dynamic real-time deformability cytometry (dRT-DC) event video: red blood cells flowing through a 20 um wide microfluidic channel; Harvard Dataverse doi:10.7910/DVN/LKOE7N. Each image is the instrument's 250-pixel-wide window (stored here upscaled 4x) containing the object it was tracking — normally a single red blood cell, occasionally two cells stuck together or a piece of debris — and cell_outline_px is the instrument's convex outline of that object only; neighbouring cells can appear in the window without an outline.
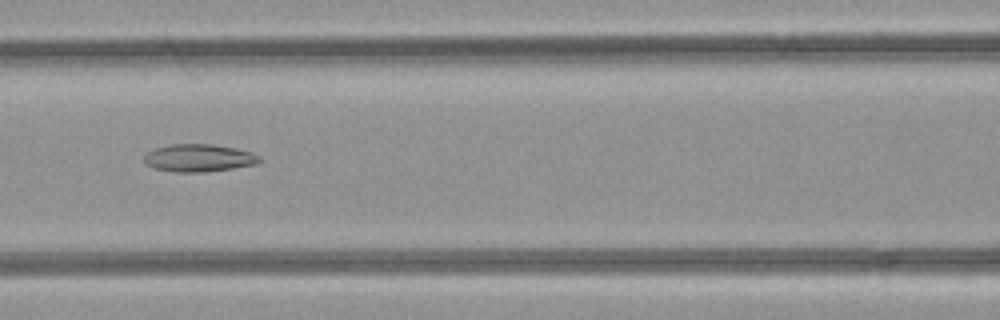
{"species": "common noctule bat (a hibernating species)", "species_latin": "Nyctalus noctula", "temperature_condition": "room temperature", "stored_images_in_passage": 30, "camera_frame_rate_fps": 3000, "um_per_image_px": 0.085, "animal": {"sex": "female", "body_mass_g": 21.9}, "frame": {"image": 1, "passage_image": 9, "time_ms": 2.667, "image_size_px": [1000, 320], "cell_outline_px": [[260, 160], [256, 164], [232, 168], [204, 172], [176, 172], [156, 168], [144, 164], [144, 156], [148, 152], [156, 148], [168, 144], [212, 144], [236, 148], [252, 152], [260, 156]], "centroid_in_image_um": [16.89, 13.42], "position_along_channel_um": 149.7, "area_um2": 18.5}}
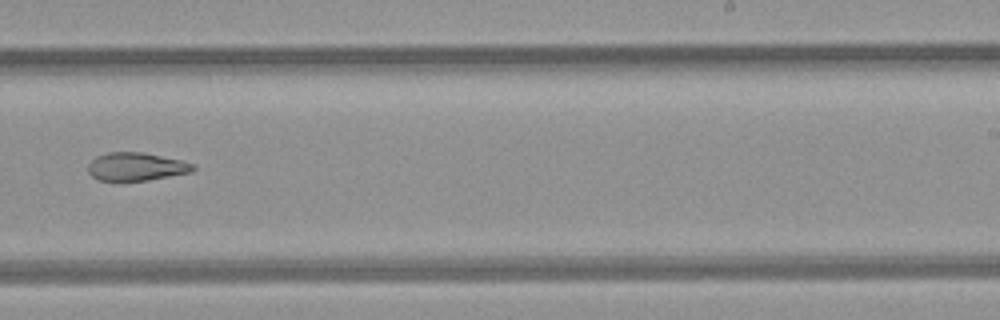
{"frame": {"image": 2, "passage_image": 18, "time_ms": 5.667, "image_size_px": [1000, 320], "cell_outline_px": [[196, 168], [192, 172], [148, 180], [100, 180], [92, 176], [88, 172], [88, 164], [96, 156], [108, 152], [144, 152], [180, 160], [196, 164]], "centroid_in_image_um": [11.6, 14.15], "position_along_channel_um": 277.4, "area_um2": 17.17}}
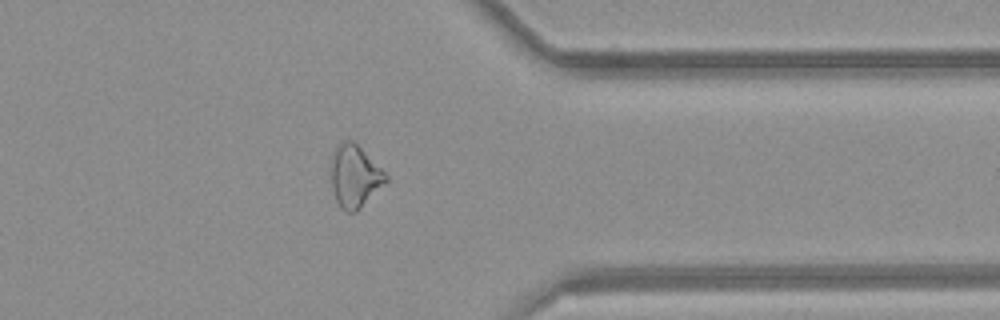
{"frame": {"image": 3, "passage_image": 26, "time_ms": 8.333, "image_size_px": [1000, 320], "cell_outline_px": [[388, 180], [356, 212], [348, 212], [340, 208], [336, 200], [332, 184], [332, 152], [344, 140], [352, 140], [388, 176]], "centroid_in_image_um": [30.14, 15.0], "position_along_channel_um": 381.3, "area_um2": 19.31}}